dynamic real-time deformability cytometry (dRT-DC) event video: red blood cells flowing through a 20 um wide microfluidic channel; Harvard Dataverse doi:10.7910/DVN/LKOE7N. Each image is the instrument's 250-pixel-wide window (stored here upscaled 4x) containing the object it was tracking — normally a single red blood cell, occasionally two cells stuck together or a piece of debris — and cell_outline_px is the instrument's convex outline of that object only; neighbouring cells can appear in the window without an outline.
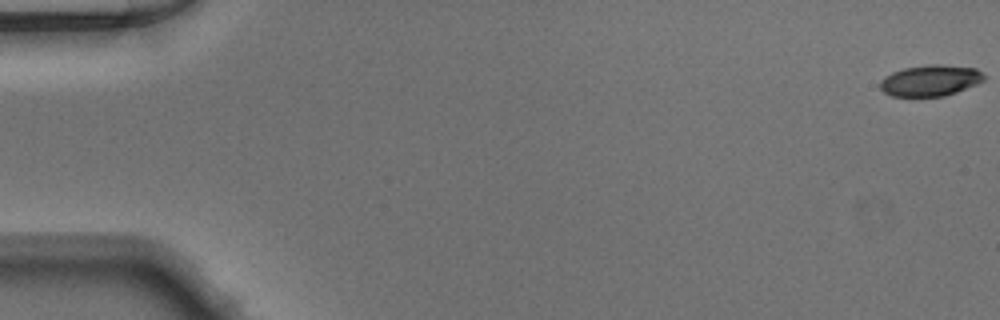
{"species": "Egyptian fruit bat (a non-hibernating species)", "species_latin": "Rousettus aegyptiacus", "temperature_condition": "warm", "stored_images_in_passage": 51, "camera_frame_rate_fps": 3000, "um_per_image_px": 0.085, "animal": {"sex": "male"}, "frame": {"image": 1, "passage_image": 1, "time_ms": 0.0, "image_size_px": [1000, 320], "cell_outline_px": [[984, 80], [976, 84], [956, 92], [944, 96], [892, 96], [884, 92], [880, 88], [880, 80], [884, 76], [892, 72], [904, 68], [928, 64], [940, 64], [976, 68], [984, 76]], "centroid_in_image_um": [79.05, 6.83], "position_along_channel_um": 6.0, "area_um2": 18.79}}
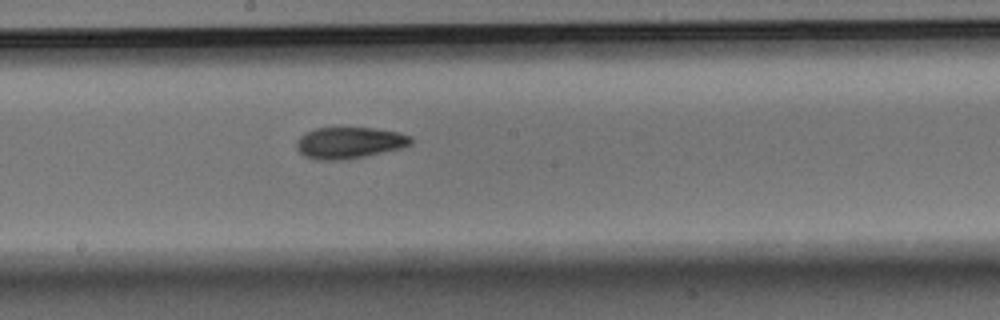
{"frame": {"image": 2, "passage_image": 28, "time_ms": 9.0, "image_size_px": [1000, 320], "cell_outline_px": [[412, 144], [400, 148], [364, 156], [340, 160], [316, 160], [304, 156], [296, 148], [296, 140], [300, 136], [316, 128], [372, 128], [400, 132], [412, 136]], "centroid_in_image_um": [29.69, 12.13], "position_along_channel_um": 218.5, "area_um2": 20.87}}
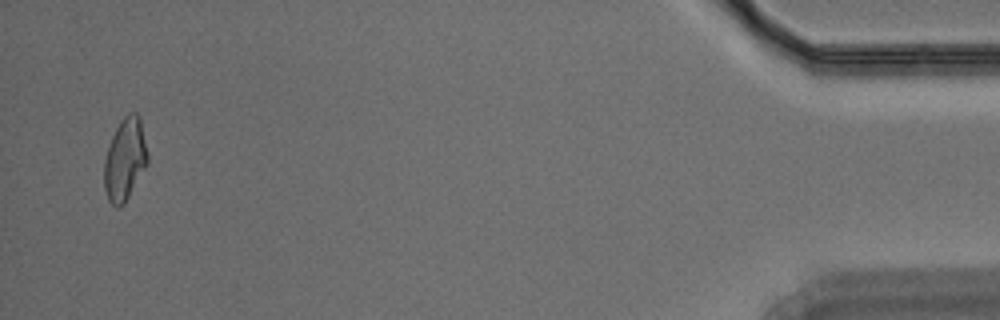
{"frame": {"image": 3, "passage_image": 49, "time_ms": 16.0, "image_size_px": [1000, 320], "cell_outline_px": [[148, 164], [124, 204], [120, 208], [116, 208], [108, 200], [104, 188], [104, 160], [112, 136], [120, 120], [128, 112], [136, 112], [140, 116], [148, 156]], "centroid_in_image_um": [10.62, 13.55], "position_along_channel_um": 424.6, "area_um2": 20.98}}